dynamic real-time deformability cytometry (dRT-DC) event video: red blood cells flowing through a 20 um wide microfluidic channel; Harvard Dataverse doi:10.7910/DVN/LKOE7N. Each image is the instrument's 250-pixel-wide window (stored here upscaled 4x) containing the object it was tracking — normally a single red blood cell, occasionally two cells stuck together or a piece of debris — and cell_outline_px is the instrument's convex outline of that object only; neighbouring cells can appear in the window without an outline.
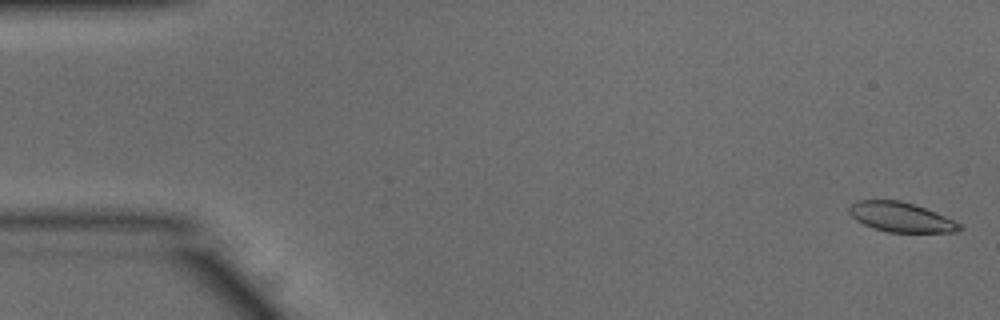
{"species": "common noctule bat (a hibernating species)", "species_latin": "Nyctalus noctula", "temperature_condition": "warm", "stored_images_in_passage": 52, "camera_frame_rate_fps": 3000, "um_per_image_px": 0.085, "animal": {"sex": "male", "body_mass_g": 15.6}, "frame": {"image": 1, "passage_image": 1, "time_ms": 0.0, "image_size_px": [1000, 320], "cell_outline_px": [[964, 228], [956, 232], [888, 232], [872, 228], [856, 220], [848, 212], [848, 208], [856, 200], [900, 200], [936, 212], [960, 224]], "centroid_in_image_um": [76.55, 18.46], "position_along_channel_um": 8.4, "area_um2": 18.96}}
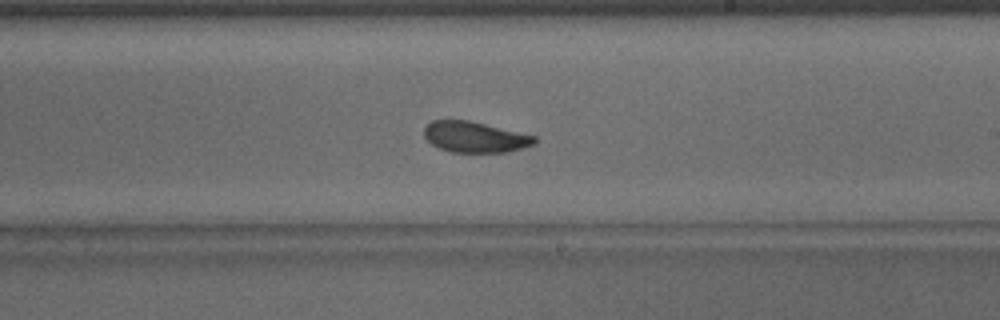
{"frame": {"image": 2, "passage_image": 30, "time_ms": 9.667, "image_size_px": [1000, 320], "cell_outline_px": [[536, 144], [524, 148], [508, 152], [452, 152], [440, 148], [432, 144], [424, 136], [424, 128], [432, 120], [468, 120], [536, 136]], "centroid_in_image_um": [40.39, 11.65], "position_along_channel_um": 248.6, "area_um2": 19.77}}
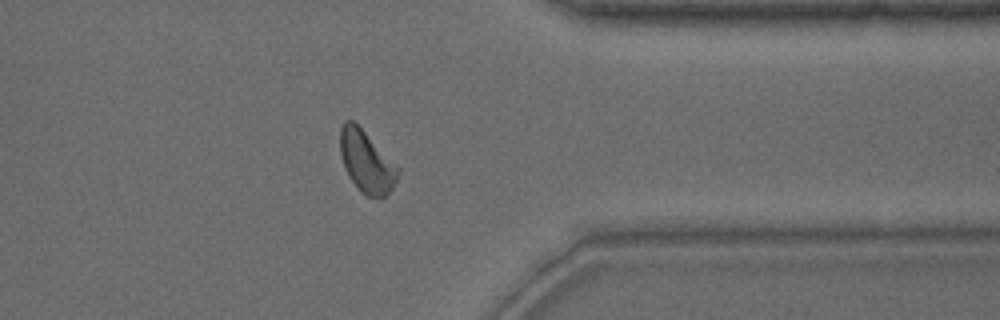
{"frame": {"image": 3, "passage_image": 41, "time_ms": 13.333, "image_size_px": [1000, 320], "cell_outline_px": [[400, 172], [392, 188], [380, 200], [368, 196], [360, 192], [348, 176], [344, 168], [340, 152], [340, 128], [344, 120], [352, 120], [400, 168]], "centroid_in_image_um": [31.14, 13.78], "position_along_channel_um": 380.3, "area_um2": 20.69}, "authors_computed_cell_mechanics": {"area_um2": 20.5768, "velocity_mm_per_s": 3.8631, "shape_relaxation_time_tau1_ms": 2.4757, "shape_relaxation_time_tau2_ms": 2.1814, "deformation_change_tau1": 0.132, "deformation_change_tau2": 0.0841}}